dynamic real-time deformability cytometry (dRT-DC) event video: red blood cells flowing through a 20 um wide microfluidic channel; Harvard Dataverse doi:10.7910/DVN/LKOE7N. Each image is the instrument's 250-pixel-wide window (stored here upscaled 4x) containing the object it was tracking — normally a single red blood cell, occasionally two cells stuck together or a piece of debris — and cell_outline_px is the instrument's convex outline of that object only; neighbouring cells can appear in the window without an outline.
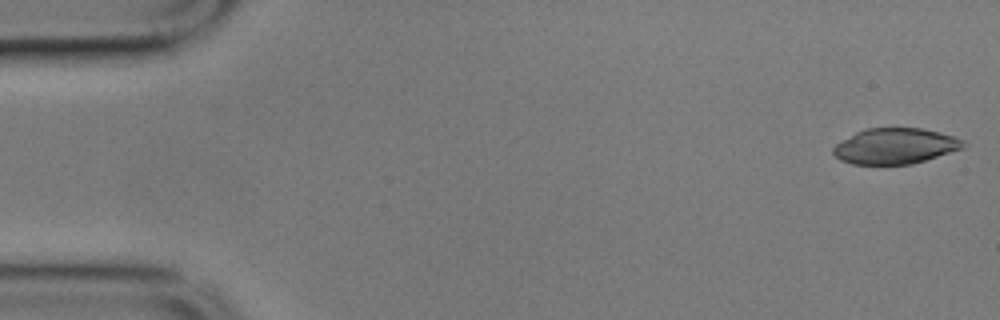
{"species": "common noctule bat (a hibernating species)", "species_latin": "Nyctalus noctula", "temperature_condition": "cold", "stored_images_in_passage": 53, "camera_frame_rate_fps": 3000, "um_per_image_px": 0.085, "animal": {"sex": "male", "body_mass_g": 17.9}, "frame": {"image": 1, "passage_image": 1, "time_ms": 0.0, "image_size_px": [1000, 320], "cell_outline_px": [[968, 144], [964, 148], [912, 164], [852, 164], [840, 160], [832, 152], [832, 148], [836, 144], [856, 132], [868, 128], [920, 128], [940, 132], [964, 140]], "centroid_in_image_um": [76.11, 12.42], "position_along_channel_um": 8.9, "area_um2": 26.99}}